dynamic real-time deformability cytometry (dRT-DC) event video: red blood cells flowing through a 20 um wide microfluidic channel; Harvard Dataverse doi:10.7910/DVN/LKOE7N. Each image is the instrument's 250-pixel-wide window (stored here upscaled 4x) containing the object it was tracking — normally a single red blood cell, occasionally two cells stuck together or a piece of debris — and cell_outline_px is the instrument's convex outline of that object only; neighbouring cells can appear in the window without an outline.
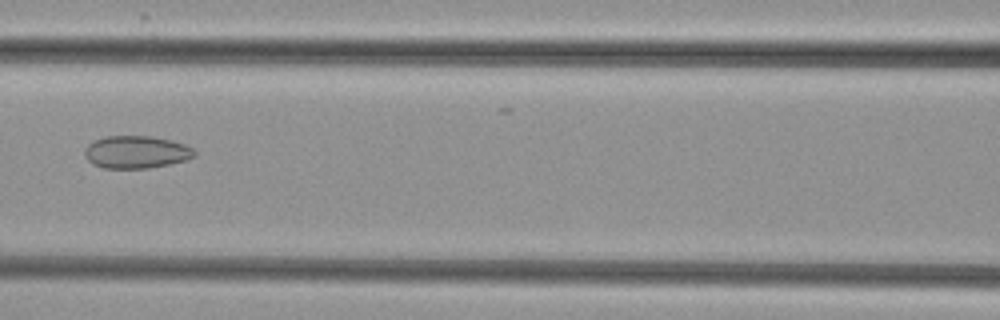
{"species": "common noctule bat (a hibernating species)", "species_latin": "Nyctalus noctula", "temperature_condition": "cold", "stored_images_in_passage": 7, "camera_frame_rate_fps": 3000, "um_per_image_px": 0.085, "animal": {"sex": "female", "body_mass_g": 29.2, "forearm_length_mm": 56.3}, "frame": {"image": 1, "passage_image": 7, "time_ms": 7.0, "image_size_px": [1000, 320], "cell_outline_px": [[196, 156], [188, 160], [148, 168], [104, 168], [92, 164], [84, 156], [84, 148], [92, 140], [108, 136], [152, 136], [172, 140], [184, 144], [192, 148], [196, 152]], "centroid_in_image_um": [11.57, 12.92], "position_along_channel_um": 155.0, "area_um2": 21.04}}